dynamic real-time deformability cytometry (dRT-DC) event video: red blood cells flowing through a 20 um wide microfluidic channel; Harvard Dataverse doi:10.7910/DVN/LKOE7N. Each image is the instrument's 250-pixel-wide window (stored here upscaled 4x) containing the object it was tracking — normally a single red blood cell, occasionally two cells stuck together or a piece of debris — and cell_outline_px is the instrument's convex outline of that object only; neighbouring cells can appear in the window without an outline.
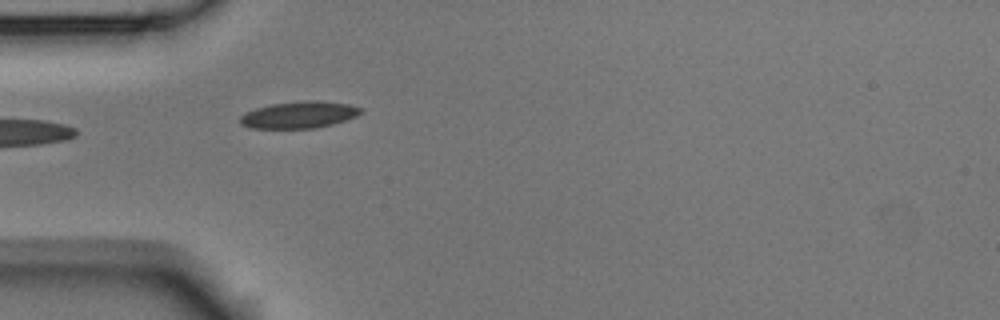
{"species": "Egyptian fruit bat (a non-hibernating species)", "species_latin": "Rousettus aegyptiacus", "temperature_condition": "room temperature", "stored_images_in_passage": 6, "camera_frame_rate_fps": 3000, "um_per_image_px": 0.085, "animal": {"sex": "male"}, "frame": {"image": 1, "passage_image": 5, "time_ms": 1.333, "image_size_px": [1000, 320], "cell_outline_px": [[364, 112], [356, 116], [332, 124], [316, 128], [252, 128], [240, 124], [240, 116], [244, 112], [256, 108], [272, 104], [308, 100], [316, 100], [348, 104], [360, 108]], "centroid_in_image_um": [25.4, 9.76], "position_along_channel_um": 59.6, "area_um2": 18.73}}
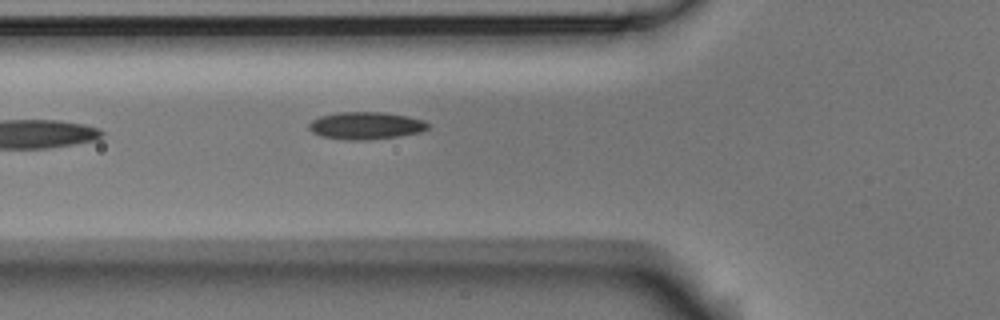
{"frame": {"image": 2, "passage_image": 6, "time_ms": 1.667, "image_size_px": [1000, 320], "cell_outline_px": [[428, 128], [420, 132], [396, 136], [364, 140], [344, 140], [320, 136], [312, 132], [308, 128], [308, 124], [312, 120], [320, 116], [336, 112], [384, 112], [408, 116], [424, 120], [428, 124]], "centroid_in_image_um": [31.05, 10.67], "position_along_channel_um": 94.8, "area_um2": 19.02}}